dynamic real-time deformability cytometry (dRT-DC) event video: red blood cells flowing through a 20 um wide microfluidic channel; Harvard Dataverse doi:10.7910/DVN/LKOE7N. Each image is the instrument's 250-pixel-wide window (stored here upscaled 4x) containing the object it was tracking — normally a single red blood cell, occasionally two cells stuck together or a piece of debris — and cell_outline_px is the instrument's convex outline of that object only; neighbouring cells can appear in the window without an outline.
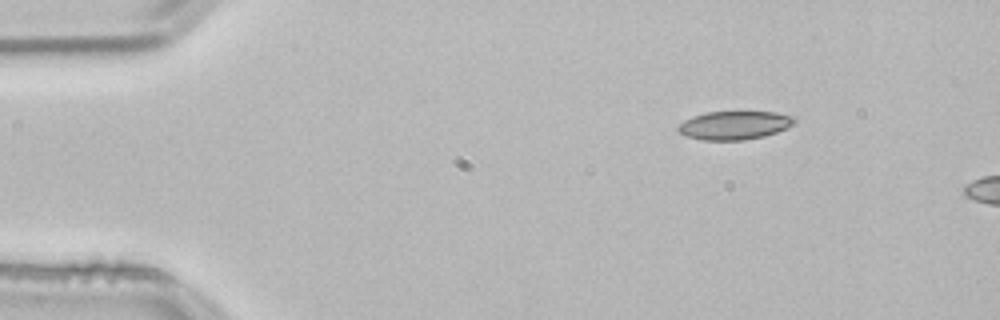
{"species": "common noctule bat (a hibernating species)", "species_latin": "Nyctalus noctula", "temperature_condition": "room temperature", "stored_images_in_passage": 45, "camera_frame_rate_fps": 3000, "um_per_image_px": 0.085, "animal": {"sex": "male", "body_mass_g": 21.5, "forearm_length_mm": 52.0}, "frame": {"image": 1, "passage_image": 1, "time_ms": 0.0, "image_size_px": [1000, 320], "cell_outline_px": [[796, 120], [788, 128], [764, 136], [744, 140], [700, 140], [684, 136], [676, 128], [684, 120], [692, 116], [704, 112], [776, 112], [796, 116]], "centroid_in_image_um": [62.42, 10.65], "position_along_channel_um": 22.6, "area_um2": 19.48}}
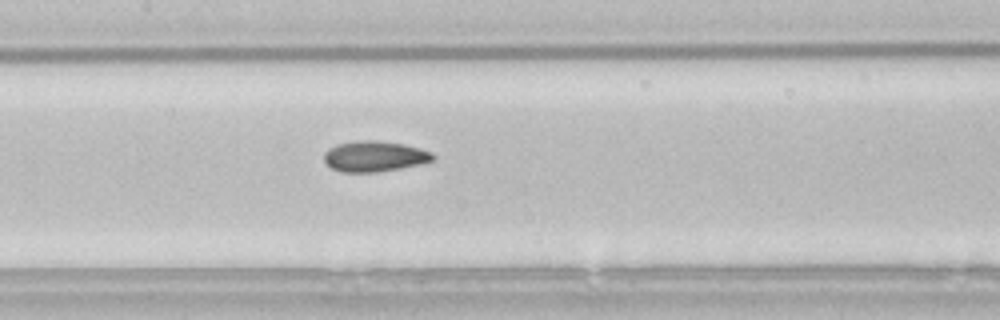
{"frame": {"image": 2, "passage_image": 19, "time_ms": 6.0, "image_size_px": [1000, 320], "cell_outline_px": [[436, 156], [432, 160], [420, 164], [400, 168], [376, 172], [340, 172], [332, 168], [324, 160], [324, 152], [328, 148], [336, 144], [356, 140], [376, 140], [404, 144], [420, 148], [432, 152]], "centroid_in_image_um": [31.82, 13.27], "position_along_channel_um": 175.6, "area_um2": 19.54}}
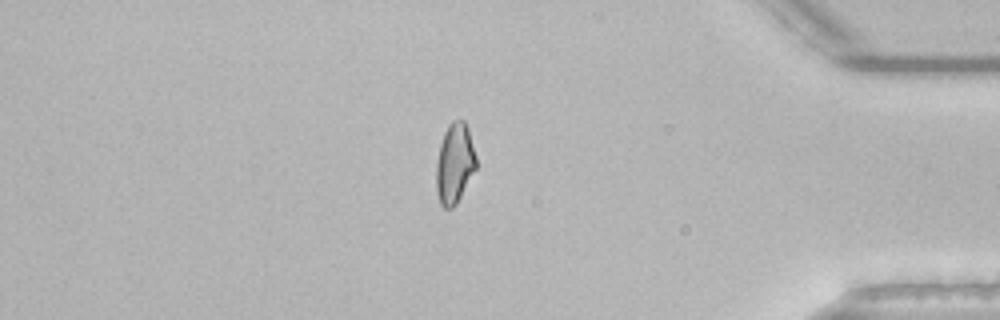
{"frame": {"image": 3, "passage_image": 39, "time_ms": 12.667, "image_size_px": [1000, 320], "cell_outline_px": [[476, 168], [456, 204], [452, 208], [444, 208], [440, 204], [436, 192], [436, 164], [440, 144], [444, 132], [448, 124], [452, 120], [464, 120], [468, 128], [476, 156]], "centroid_in_image_um": [38.63, 13.88], "position_along_channel_um": 396.6, "area_um2": 18.67}, "authors_computed_cell_mechanics": {"area_um2": 18.9584, "velocity_mm_per_s": 3.8229, "shape_relaxation_time_tau1_ms": null, "shape_relaxation_time_tau2_ms": 2.9278, "deformation_change_tau1": null, "deformation_change_tau2": 0.0898}}